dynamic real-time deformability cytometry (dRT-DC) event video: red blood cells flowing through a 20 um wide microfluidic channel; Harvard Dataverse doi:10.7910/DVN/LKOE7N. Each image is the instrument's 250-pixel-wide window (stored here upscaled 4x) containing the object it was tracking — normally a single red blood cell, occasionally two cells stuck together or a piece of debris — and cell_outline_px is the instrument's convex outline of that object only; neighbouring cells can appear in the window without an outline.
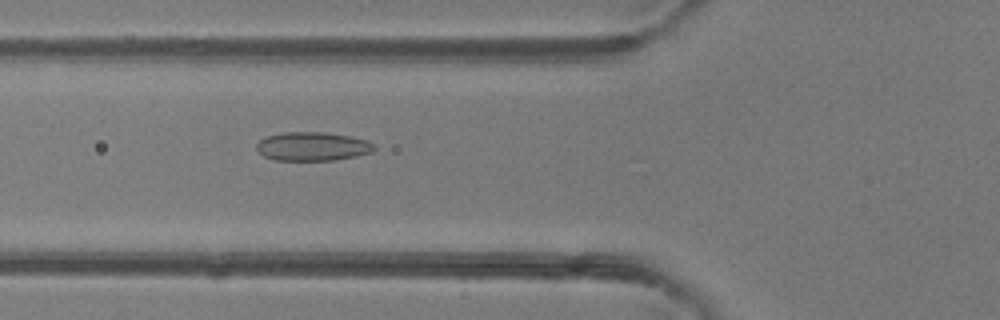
{"species": "common noctule bat (a hibernating species)", "species_latin": "Nyctalus noctula", "temperature_condition": "room temperature", "stored_images_in_passage": 4, "camera_frame_rate_fps": 3000, "um_per_image_px": 0.085, "animal": {"sex": "female"}, "frame": {"image": 1, "passage_image": 4, "time_ms": 1.0, "image_size_px": [1000, 320], "cell_outline_px": [[376, 148], [372, 152], [356, 156], [336, 160], [276, 160], [264, 156], [256, 148], [256, 144], [260, 140], [268, 136], [284, 132], [324, 132], [348, 136], [368, 140], [376, 144]], "centroid_in_image_um": [26.6, 12.44], "position_along_channel_um": 99.2, "area_um2": 19.71}}